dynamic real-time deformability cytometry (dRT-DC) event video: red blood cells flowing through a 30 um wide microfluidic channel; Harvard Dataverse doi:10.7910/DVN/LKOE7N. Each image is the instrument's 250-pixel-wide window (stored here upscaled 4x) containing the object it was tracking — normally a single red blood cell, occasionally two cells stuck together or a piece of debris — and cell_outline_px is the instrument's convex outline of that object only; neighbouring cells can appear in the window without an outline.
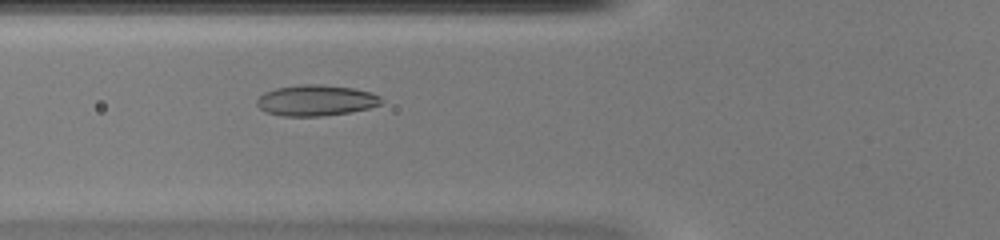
{"species": "common noctule bat (a hibernating species)", "species_latin": "Nyctalus noctula", "temperature_condition": "warm", "stored_images_in_passage": 34, "camera_frame_rate_fps": 3000, "um_per_image_px": 0.085, "animal": {"sex": "female", "body_mass_g": 20.0, "forearm_length_mm": 54.0}, "frame": {"image": 1, "passage_image": 3, "time_ms": 0.667, "image_size_px": [1000, 240], "cell_outline_px": [[384, 100], [380, 104], [368, 108], [348, 112], [324, 116], [284, 116], [264, 112], [256, 104], [256, 100], [264, 92], [276, 88], [304, 84], [320, 84], [352, 88], [372, 92], [380, 96]], "centroid_in_image_um": [26.85, 8.53], "position_along_channel_um": 99.0, "area_um2": 22.43}}
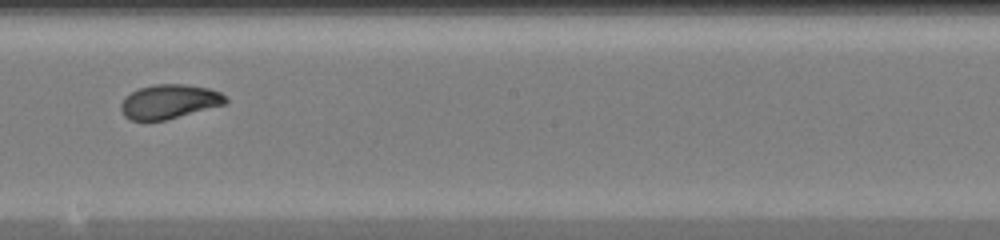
{"frame": {"image": 2, "passage_image": 13, "time_ms": 4.0, "image_size_px": [1000, 240], "cell_outline_px": [[228, 104], [164, 120], [128, 120], [124, 116], [120, 108], [120, 104], [124, 96], [140, 88], [152, 84], [184, 84], [208, 88], [220, 92], [228, 100]], "centroid_in_image_um": [14.38, 8.63], "position_along_channel_um": 233.8, "area_um2": 20.98}}
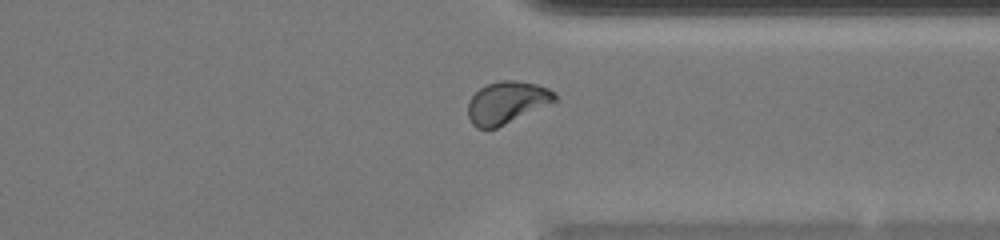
{"frame": {"image": 3, "passage_image": 23, "time_ms": 7.333, "image_size_px": [1000, 240], "cell_outline_px": [[556, 100], [496, 128], [476, 128], [472, 124], [468, 116], [468, 100], [480, 88], [488, 84], [500, 80], [516, 80], [536, 84], [548, 88], [556, 92]], "centroid_in_image_um": [43.05, 8.7], "position_along_channel_um": 368.4, "area_um2": 21.04}, "authors_computed_cell_mechanics": {"area_um2": 21.4149, "velocity_mm_per_s": 4.0475, "shape_relaxation_time_tau1_ms": 5.6747, "shape_relaxation_time_tau2_ms": 0.6921, "deformation_change_tau1": 0.1706, "deformation_change_tau2": 0.0458}}